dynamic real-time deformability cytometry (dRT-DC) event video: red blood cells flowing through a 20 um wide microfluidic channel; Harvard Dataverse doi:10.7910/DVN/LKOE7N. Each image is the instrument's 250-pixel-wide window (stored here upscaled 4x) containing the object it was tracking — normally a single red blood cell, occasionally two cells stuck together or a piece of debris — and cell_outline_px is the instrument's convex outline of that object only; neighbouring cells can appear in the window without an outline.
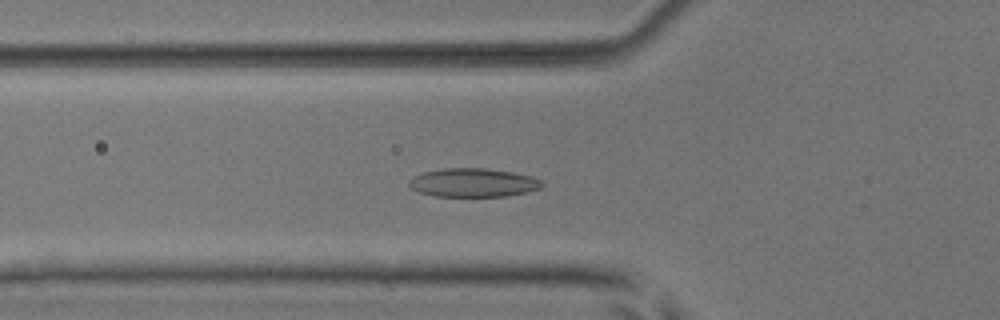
{"species": "common noctule bat (a hibernating species)", "species_latin": "Nyctalus noctula", "temperature_condition": "room temperature", "stored_images_in_passage": 45, "camera_frame_rate_fps": 3000, "um_per_image_px": 0.085, "animal": {"sex": "male", "body_mass_g": 17.9, "forearm_length_mm": 54.2}, "frame": {"image": 1, "passage_image": 18, "time_ms": 5.667, "image_size_px": [1000, 320], "cell_outline_px": [[544, 184], [540, 188], [524, 192], [504, 196], [436, 196], [420, 192], [412, 188], [408, 184], [408, 180], [412, 176], [420, 172], [444, 168], [484, 168], [512, 172], [528, 176], [540, 180]], "centroid_in_image_um": [40.15, 15.51], "position_along_channel_um": 85.7, "area_um2": 22.02}}
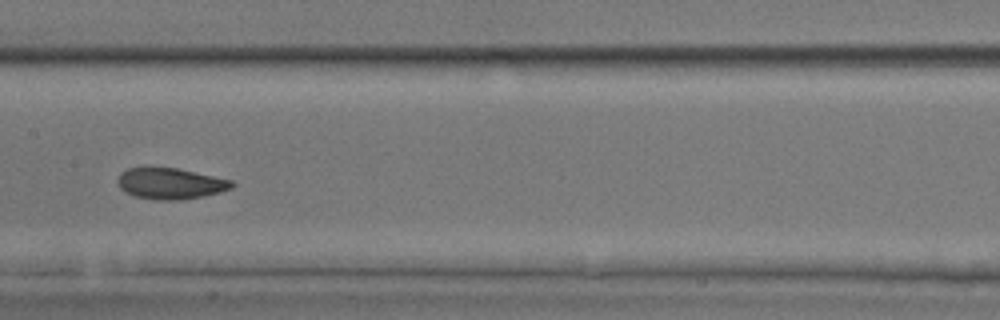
{"frame": {"image": 2, "passage_image": 26, "time_ms": 8.333, "image_size_px": [1000, 320], "cell_outline_px": [[236, 184], [232, 188], [220, 192], [180, 200], [156, 200], [136, 196], [124, 192], [120, 188], [116, 180], [120, 172], [128, 168], [176, 168], [232, 180]], "centroid_in_image_um": [14.46, 15.6], "position_along_channel_um": 192.9, "area_um2": 20.58}}
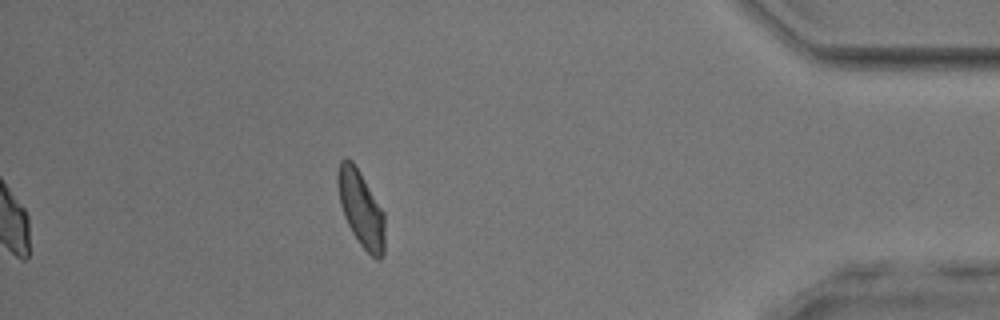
{"frame": {"image": 3, "passage_image": 45, "time_ms": 14.667, "image_size_px": [1000, 320], "cell_outline_px": [[384, 252], [380, 260], [376, 260], [360, 244], [352, 232], [344, 216], [340, 204], [336, 184], [336, 172], [340, 160], [344, 156], [348, 156], [352, 160], [360, 172], [384, 212]], "centroid_in_image_um": [30.65, 17.69], "position_along_channel_um": 404.5, "area_um2": 21.1}, "authors_computed_cell_mechanics": {"area_um2": 21.2704, "velocity_mm_per_s": 4.0238, "shape_relaxation_time_tau1_ms": 4.581, "shape_relaxation_time_tau2_ms": 1.5033, "deformation_change_tau1": 0.1346, "deformation_change_tau2": 0.0653}}